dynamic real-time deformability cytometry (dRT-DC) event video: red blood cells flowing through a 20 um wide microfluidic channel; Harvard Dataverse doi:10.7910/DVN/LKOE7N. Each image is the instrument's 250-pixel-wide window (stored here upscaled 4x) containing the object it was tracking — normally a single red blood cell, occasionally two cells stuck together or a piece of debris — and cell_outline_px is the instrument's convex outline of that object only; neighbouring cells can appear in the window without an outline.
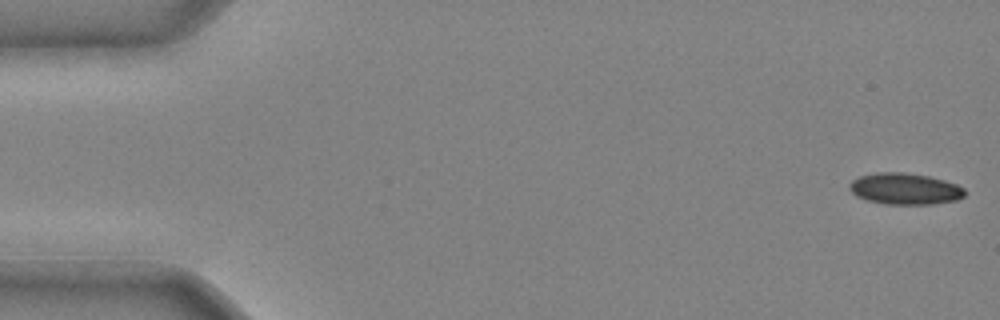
{"species": "common noctule bat (a hibernating species)", "species_latin": "Nyctalus noctula", "temperature_condition": "cold", "stored_images_in_passage": 42, "camera_frame_rate_fps": 3000, "um_per_image_px": 0.085, "animal": {"sex": "male", "body_mass_g": 20.4}, "frame": {"image": 1, "passage_image": 1, "time_ms": 0.0, "image_size_px": [1000, 320], "cell_outline_px": [[964, 196], [956, 200], [932, 204], [884, 204], [868, 200], [856, 196], [848, 188], [848, 184], [852, 180], [860, 176], [876, 172], [904, 172], [928, 176], [944, 180], [956, 184], [964, 188]], "centroid_in_image_um": [76.89, 16.04], "position_along_channel_um": 8.1, "area_um2": 21.1}}
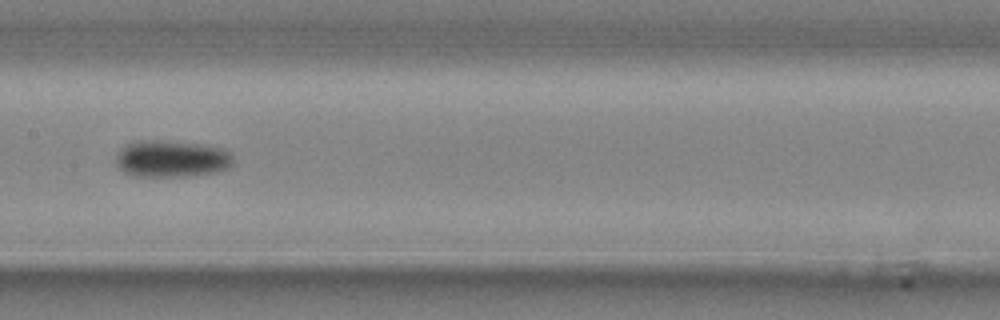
{"frame": {"image": 2, "passage_image": 22, "time_ms": 7.0, "image_size_px": [1000, 320], "cell_outline_px": [[232, 164], [228, 168], [216, 172], [192, 176], [132, 176], [124, 172], [116, 164], [116, 160], [120, 152], [128, 144], [140, 140], [160, 140], [204, 144], [224, 148], [232, 156]], "centroid_in_image_um": [14.62, 13.5], "position_along_channel_um": 192.8, "area_um2": 25.14}}
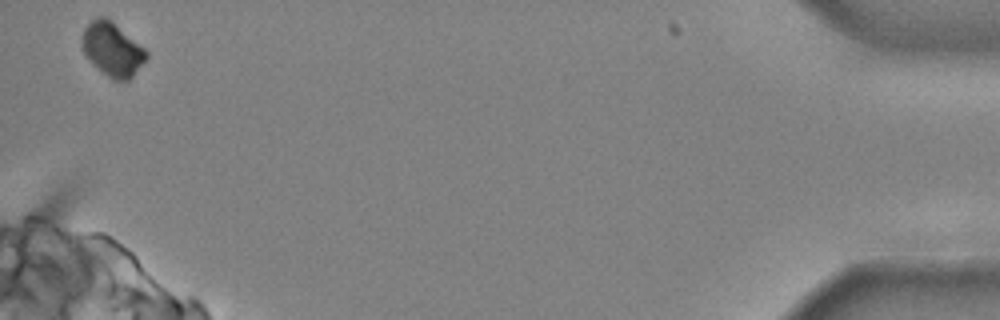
{"frame": {"image": 3, "passage_image": 42, "time_ms": 13.667, "image_size_px": [1000, 320], "cell_outline_px": [[148, 56], [132, 76], [128, 80], [112, 80], [84, 52], [84, 28], [96, 16], [104, 16], [144, 48], [148, 52]], "centroid_in_image_um": [9.58, 4.19], "position_along_channel_um": 425.6, "area_um2": 18.96}}